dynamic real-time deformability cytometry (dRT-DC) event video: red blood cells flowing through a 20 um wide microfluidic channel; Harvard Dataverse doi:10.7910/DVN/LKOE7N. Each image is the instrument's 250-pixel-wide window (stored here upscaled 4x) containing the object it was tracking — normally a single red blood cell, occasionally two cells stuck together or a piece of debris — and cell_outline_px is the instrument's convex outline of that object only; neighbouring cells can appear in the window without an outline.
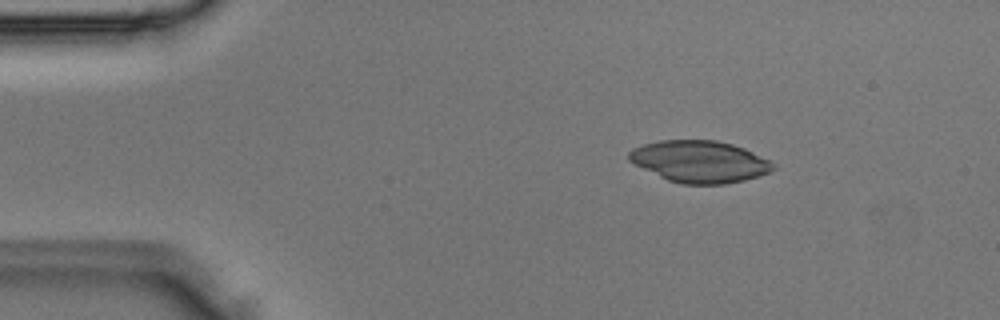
{"species": "Egyptian fruit bat (a non-hibernating species)", "species_latin": "Rousettus aegyptiacus", "temperature_condition": "room temperature", "stored_images_in_passage": 5, "camera_frame_rate_fps": 3000, "um_per_image_px": 0.085, "animal": {"sex": "male"}, "frame": {"image": 1, "passage_image": 5, "time_ms": 1.333, "image_size_px": [1000, 320], "cell_outline_px": [[776, 168], [768, 172], [744, 180], [724, 184], [680, 184], [668, 180], [628, 160], [628, 152], [632, 148], [644, 144], [660, 140], [716, 140], [732, 144], [744, 148], [776, 164]], "centroid_in_image_um": [59.46, 13.72], "position_along_channel_um": 25.5, "area_um2": 34.85}}